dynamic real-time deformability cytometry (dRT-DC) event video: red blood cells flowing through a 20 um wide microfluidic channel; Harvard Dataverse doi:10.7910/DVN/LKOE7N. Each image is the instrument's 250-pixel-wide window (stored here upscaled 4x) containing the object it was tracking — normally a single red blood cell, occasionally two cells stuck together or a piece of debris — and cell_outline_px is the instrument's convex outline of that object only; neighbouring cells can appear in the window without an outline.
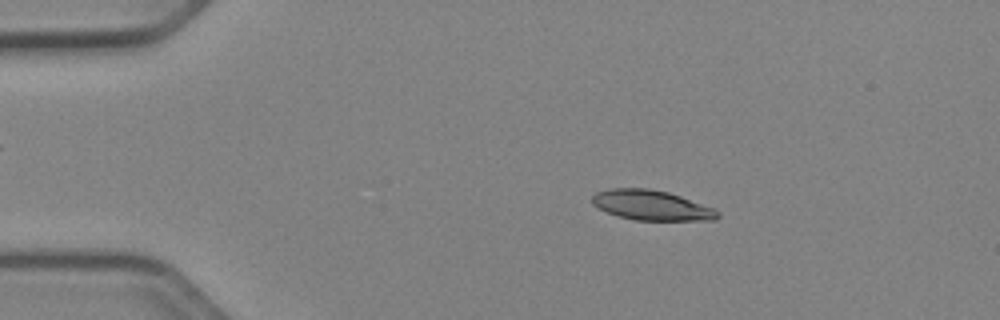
{"species": "Egyptian fruit bat (a non-hibernating species)", "species_latin": "Rousettus aegyptiacus", "temperature_condition": "cold", "stored_images_in_passage": 45, "camera_frame_rate_fps": 3000, "um_per_image_px": 0.085, "animal": {"sex": "female"}, "frame": {"image": 1, "passage_image": 3, "time_ms": 0.667, "image_size_px": [1000, 320], "cell_outline_px": [[720, 216], [716, 220], [636, 220], [616, 216], [592, 204], [592, 196], [596, 192], [608, 188], [648, 188], [668, 192], [716, 208], [720, 212]], "centroid_in_image_um": [55.41, 17.44], "position_along_channel_um": 29.6, "area_um2": 22.08}}
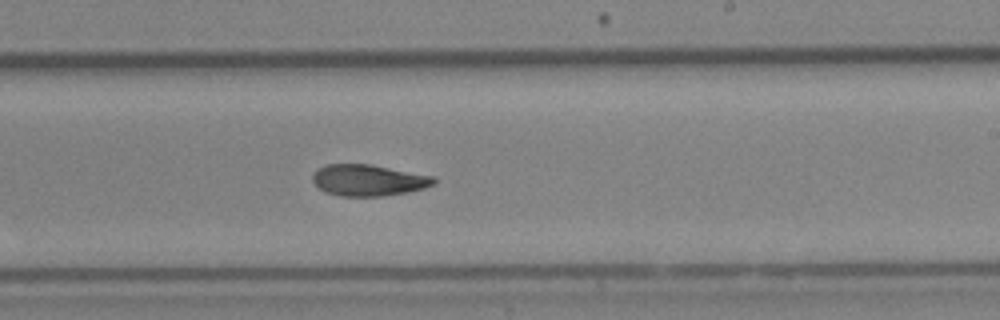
{"frame": {"image": 2, "passage_image": 25, "time_ms": 8.0, "image_size_px": [1000, 320], "cell_outline_px": [[436, 184], [424, 188], [408, 192], [384, 196], [340, 196], [324, 192], [312, 180], [312, 176], [316, 168], [324, 164], [368, 164], [436, 176]], "centroid_in_image_um": [31.32, 15.31], "position_along_channel_um": 257.7, "area_um2": 22.37}}
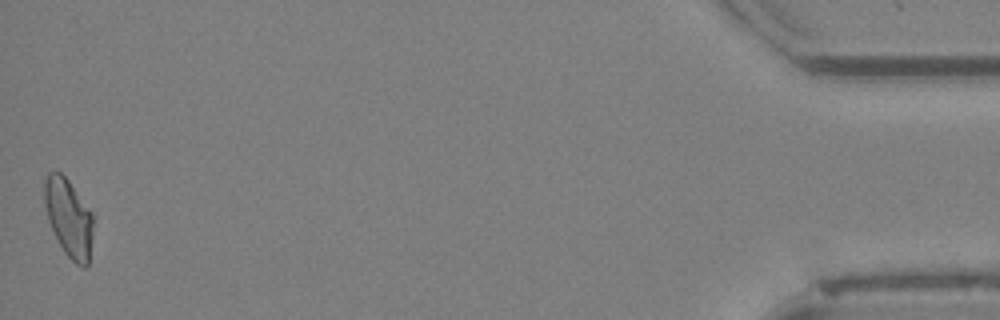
{"frame": {"image": 3, "passage_image": 45, "time_ms": 14.667, "image_size_px": [1000, 320], "cell_outline_px": [[92, 236], [88, 268], [84, 268], [76, 264], [64, 252], [48, 220], [44, 204], [44, 180], [48, 172], [60, 172], [68, 180], [92, 212]], "centroid_in_image_um": [5.84, 18.52], "position_along_channel_um": 429.4, "area_um2": 22.02}, "authors_computed_cell_mechanics": {"area_um2": 22.4264, "velocity_mm_per_s": 3.9496, "shape_relaxation_time_tau1_ms": null, "shape_relaxation_time_tau2_ms": 4.9989, "deformation_change_tau1": null, "deformation_change_tau2": 0.1173}}